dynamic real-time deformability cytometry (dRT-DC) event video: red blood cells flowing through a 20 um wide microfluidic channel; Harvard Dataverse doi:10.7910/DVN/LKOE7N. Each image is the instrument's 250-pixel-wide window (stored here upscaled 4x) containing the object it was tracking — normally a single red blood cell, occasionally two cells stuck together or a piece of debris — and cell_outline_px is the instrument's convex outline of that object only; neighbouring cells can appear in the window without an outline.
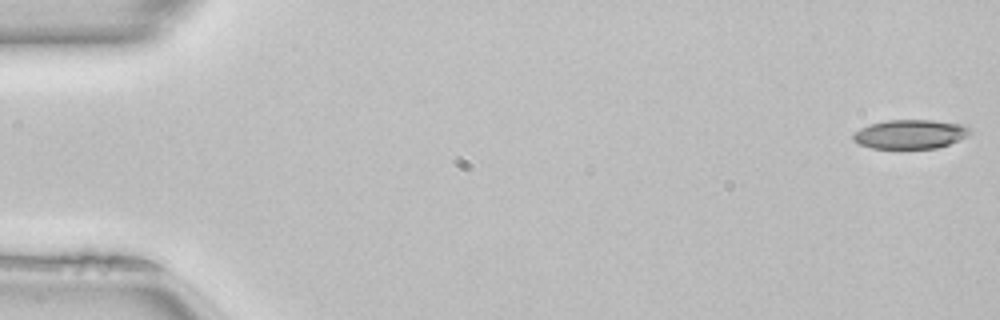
{"species": "common noctule bat (a hibernating species)", "species_latin": "Nyctalus noctula", "temperature_condition": "room temperature", "stored_images_in_passage": 50, "camera_frame_rate_fps": 3000, "um_per_image_px": 0.085, "animal": {"sex": "female", "body_mass_g": 22.7, "forearm_length_mm": 54.2}, "frame": {"image": 1, "passage_image": 1, "time_ms": 0.0, "image_size_px": [1000, 320], "cell_outline_px": [[972, 132], [968, 136], [948, 144], [936, 148], [872, 148], [860, 144], [852, 140], [852, 136], [860, 128], [868, 124], [888, 120], [932, 120], [964, 124], [972, 128]], "centroid_in_image_um": [77.4, 11.39], "position_along_channel_um": 7.6, "area_um2": 19.88}}
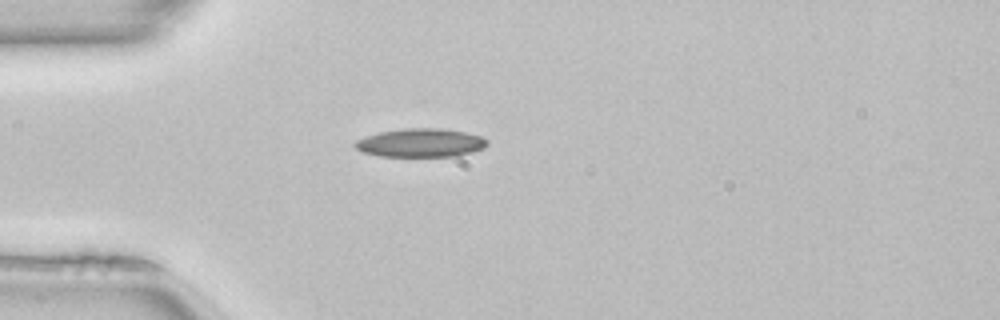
{"frame": {"image": 2, "passage_image": 14, "time_ms": 4.333, "image_size_px": [1000, 320], "cell_outline_px": [[488, 144], [484, 148], [472, 152], [456, 156], [380, 156], [364, 152], [356, 148], [352, 144], [356, 140], [364, 136], [380, 132], [404, 128], [440, 128], [464, 132], [480, 136], [488, 140]], "centroid_in_image_um": [35.75, 12.13], "position_along_channel_um": 49.3, "area_um2": 21.96}}
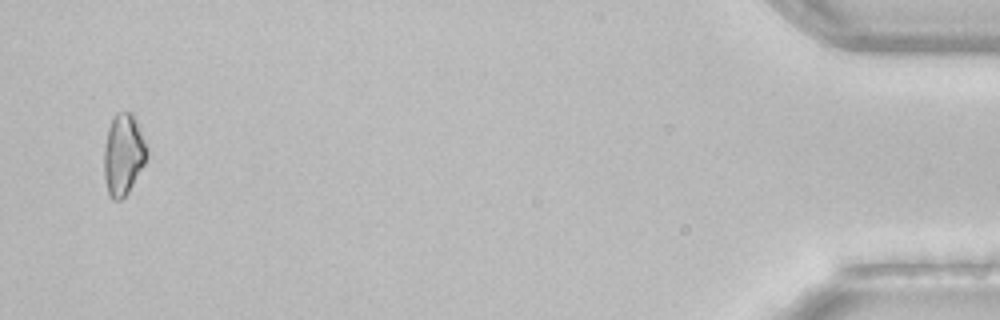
{"frame": {"image": 3, "passage_image": 49, "time_ms": 16.0, "image_size_px": [1000, 320], "cell_outline_px": [[148, 156], [144, 164], [128, 192], [120, 200], [112, 200], [108, 192], [104, 176], [104, 148], [108, 128], [116, 112], [132, 112], [148, 148]], "centroid_in_image_um": [10.48, 13.13], "position_along_channel_um": 424.7, "area_um2": 20.17}}